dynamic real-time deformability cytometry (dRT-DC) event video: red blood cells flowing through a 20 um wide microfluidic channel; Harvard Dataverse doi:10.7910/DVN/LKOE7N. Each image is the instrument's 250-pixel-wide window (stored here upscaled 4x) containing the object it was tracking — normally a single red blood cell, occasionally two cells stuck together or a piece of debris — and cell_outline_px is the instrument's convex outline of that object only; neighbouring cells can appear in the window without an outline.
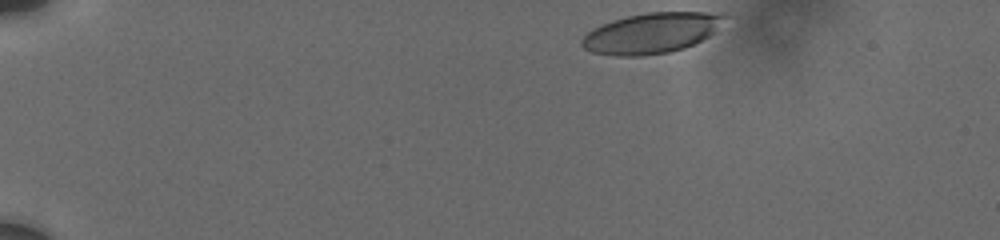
{"species": "human", "species_latin": "Homo sapiens", "temperature_condition": "cold", "stored_images_in_passage": 2, "camera_frame_rate_fps": 3000, "um_per_image_px": 0.085, "donor": {"sex": "male"}, "frame": {"image": 1, "passage_image": 1, "time_ms": 0.0, "image_size_px": [1000, 240], "cell_outline_px": [[724, 16], [712, 32], [708, 36], [684, 48], [668, 52], [644, 56], [616, 56], [592, 52], [584, 48], [580, 44], [580, 40], [592, 28], [612, 20], [628, 16], [648, 12], [720, 12]], "centroid_in_image_um": [55.29, 2.82], "position_along_channel_um": 29.7, "area_um2": 33.23}}